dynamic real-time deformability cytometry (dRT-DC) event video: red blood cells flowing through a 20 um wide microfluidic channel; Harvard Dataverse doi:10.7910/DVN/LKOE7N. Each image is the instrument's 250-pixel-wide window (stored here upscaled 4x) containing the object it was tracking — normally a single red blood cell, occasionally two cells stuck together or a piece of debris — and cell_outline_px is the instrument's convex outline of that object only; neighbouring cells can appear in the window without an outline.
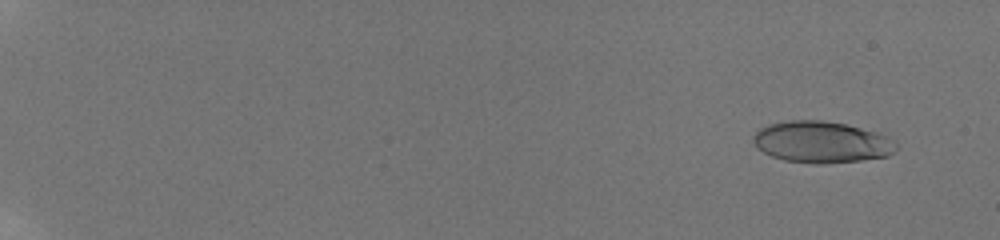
{"species": "human", "species_latin": "Homo sapiens", "temperature_condition": "room temperature", "stored_images_in_passage": 57, "camera_frame_rate_fps": 3000, "um_per_image_px": 0.085, "donor": {"sex": "male"}, "frame": {"image": 1, "passage_image": 4, "time_ms": 1.0, "image_size_px": [1000, 240], "cell_outline_px": [[896, 148], [888, 156], [860, 160], [820, 164], [784, 160], [772, 156], [764, 152], [752, 140], [752, 136], [760, 128], [768, 124], [788, 120], [820, 120], [844, 124], [876, 132], [888, 136], [896, 144]], "centroid_in_image_um": [69.82, 12.07], "position_along_channel_um": 15.2, "area_um2": 34.22}}
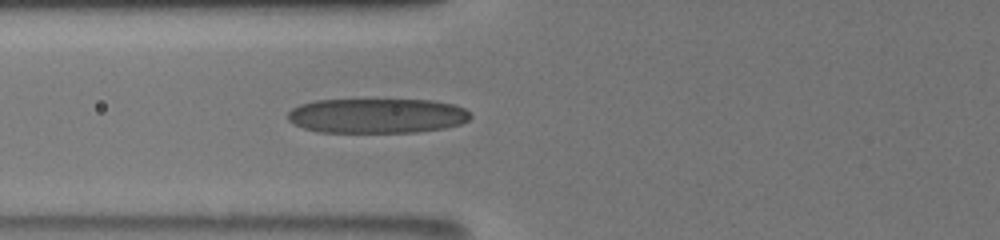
{"frame": {"image": 2, "passage_image": 26, "time_ms": 8.333, "image_size_px": [1000, 240], "cell_outline_px": [[472, 116], [468, 120], [460, 124], [444, 128], [416, 132], [320, 132], [304, 128], [288, 120], [288, 112], [292, 108], [300, 104], [316, 100], [432, 100], [452, 104], [464, 108]], "centroid_in_image_um": [32.04, 9.84], "position_along_channel_um": 93.8, "area_um2": 36.93}}
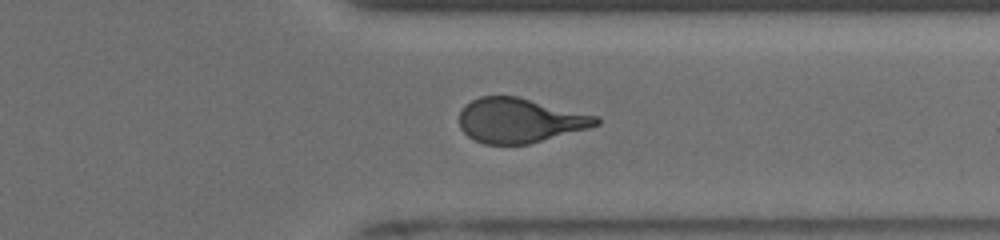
{"frame": {"image": 3, "passage_image": 47, "time_ms": 15.333, "image_size_px": [1000, 240], "cell_outline_px": [[600, 124], [588, 128], [528, 144], [484, 144], [468, 136], [460, 128], [460, 112], [472, 100], [480, 96], [516, 96], [600, 116]], "centroid_in_image_um": [44.2, 10.23], "position_along_channel_um": 367.2, "area_um2": 35.32}, "authors_computed_cell_mechanics": {"area_um2": 35.7204, "velocity_mm_per_s": 3.9032, "shape_relaxation_time_tau1_ms": 5.7125, "shape_relaxation_time_tau2_ms": 1.1384, "deformation_change_tau1": 0.2319, "deformation_change_tau2": 0.104}}